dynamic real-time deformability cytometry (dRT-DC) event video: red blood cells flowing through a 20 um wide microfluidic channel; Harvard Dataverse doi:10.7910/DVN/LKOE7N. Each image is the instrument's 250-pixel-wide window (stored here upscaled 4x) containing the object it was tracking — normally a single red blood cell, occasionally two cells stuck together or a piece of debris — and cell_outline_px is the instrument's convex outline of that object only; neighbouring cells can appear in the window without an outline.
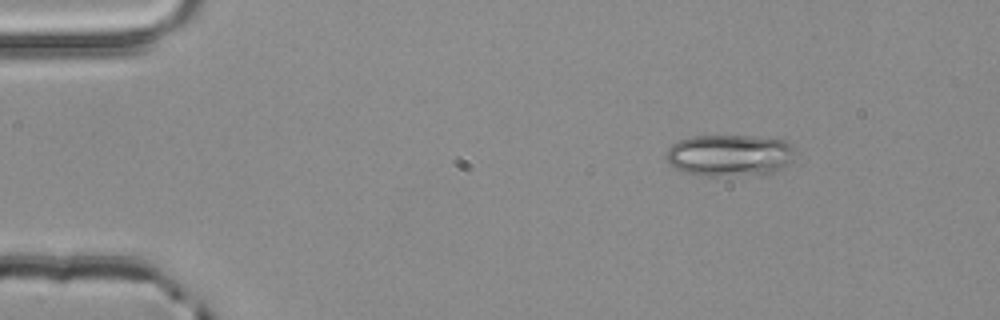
{"species": "common noctule bat (a hibernating species)", "species_latin": "Nyctalus noctula", "temperature_condition": "room temperature", "stored_images_in_passage": 3, "camera_frame_rate_fps": 3000, "um_per_image_px": 0.085, "animal": {"sex": "male", "body_mass_g": 20.4}, "frame": {"image": 1, "passage_image": 1, "time_ms": 0.0, "image_size_px": [1000, 320], "cell_outline_px": [[796, 144], [792, 160], [788, 164], [764, 176], [700, 176], [684, 172], [676, 168], [664, 156], [668, 148], [672, 144], [680, 140], [692, 136], [752, 136], [788, 140]], "centroid_in_image_um": [62.07, 13.21], "position_along_channel_um": 22.9, "area_um2": 32.08}}